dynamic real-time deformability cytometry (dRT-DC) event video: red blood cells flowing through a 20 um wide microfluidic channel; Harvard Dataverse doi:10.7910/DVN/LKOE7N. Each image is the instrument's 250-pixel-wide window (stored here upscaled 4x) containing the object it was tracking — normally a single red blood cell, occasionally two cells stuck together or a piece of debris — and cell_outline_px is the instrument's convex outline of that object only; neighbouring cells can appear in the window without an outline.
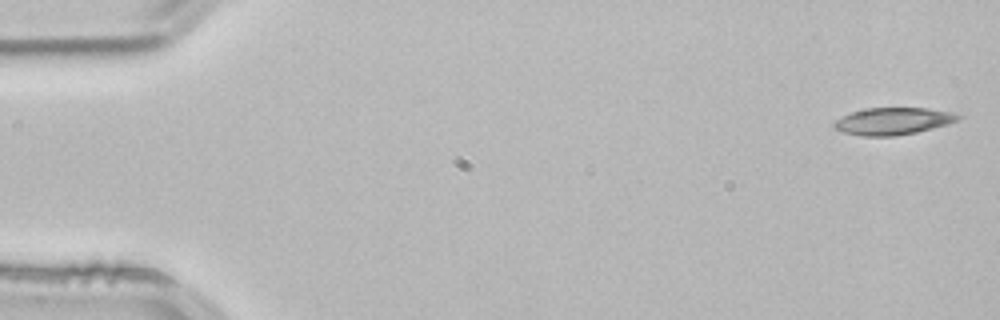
{"species": "common noctule bat (a hibernating species)", "species_latin": "Nyctalus noctula", "temperature_condition": "room temperature", "stored_images_in_passage": 4, "camera_frame_rate_fps": 3000, "um_per_image_px": 0.085, "animal": {"sex": "male", "body_mass_g": 21.5, "forearm_length_mm": 52.0}, "frame": {"image": 1, "passage_image": 1, "time_ms": 0.0, "image_size_px": [1000, 320], "cell_outline_px": [[964, 116], [960, 120], [948, 124], [916, 132], [892, 136], [860, 136], [844, 132], [832, 128], [832, 124], [836, 120], [852, 112], [868, 108], [928, 108], [952, 112]], "centroid_in_image_um": [75.93, 10.3], "position_along_channel_um": 9.1, "area_um2": 19.59}}
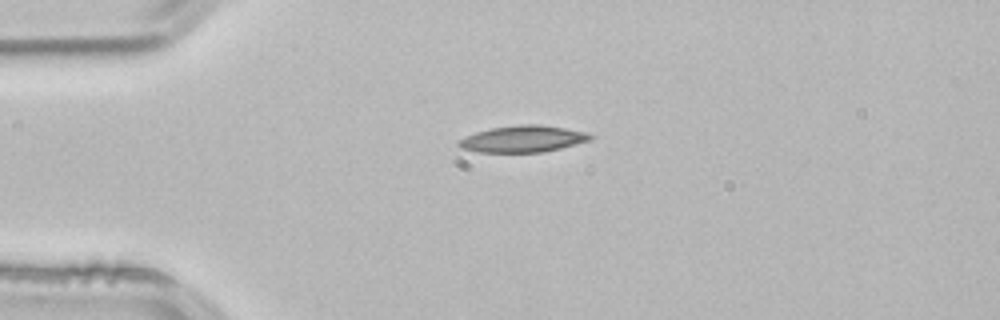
{"frame": {"image": 2, "passage_image": 3, "time_ms": 0.667, "image_size_px": [1000, 320], "cell_outline_px": [[596, 136], [592, 140], [544, 152], [480, 152], [460, 148], [456, 144], [456, 140], [464, 136], [476, 132], [492, 128], [520, 124], [540, 124], [588, 132]], "centroid_in_image_um": [44.45, 11.8], "position_along_channel_um": 40.5, "area_um2": 20.63}}